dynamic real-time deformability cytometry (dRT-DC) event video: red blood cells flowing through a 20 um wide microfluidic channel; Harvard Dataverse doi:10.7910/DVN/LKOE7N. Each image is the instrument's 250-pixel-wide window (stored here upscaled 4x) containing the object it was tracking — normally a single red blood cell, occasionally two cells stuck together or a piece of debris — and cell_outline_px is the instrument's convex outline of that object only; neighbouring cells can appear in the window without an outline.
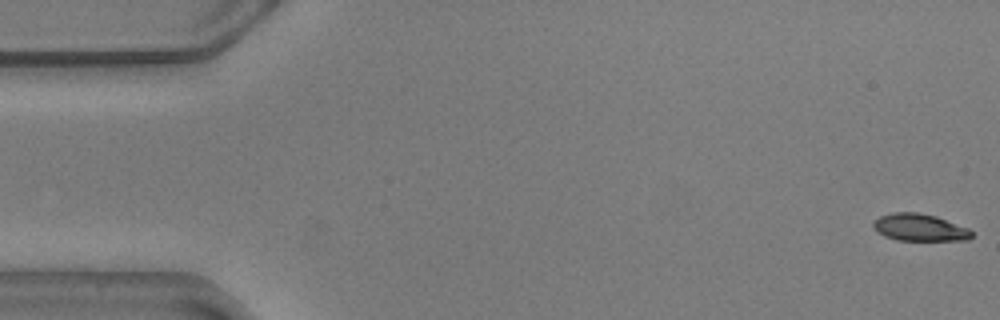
{"species": "common noctule bat (a hibernating species)", "species_latin": "Nyctalus noctula", "temperature_condition": "warm", "stored_images_in_passage": 56, "camera_frame_rate_fps": 3000, "um_per_image_px": 0.085, "animal": {"sex": "male", "body_mass_g": 20.5, "forearm_length_mm": 52.5}, "frame": {"image": 1, "passage_image": 1, "time_ms": 0.0, "image_size_px": [1000, 320], "cell_outline_px": [[972, 236], [968, 240], [896, 240], [884, 236], [872, 228], [872, 224], [880, 216], [892, 212], [916, 212], [936, 216], [968, 228], [972, 232]], "centroid_in_image_um": [78.14, 19.33], "position_along_channel_um": 6.9, "area_um2": 15.55}}
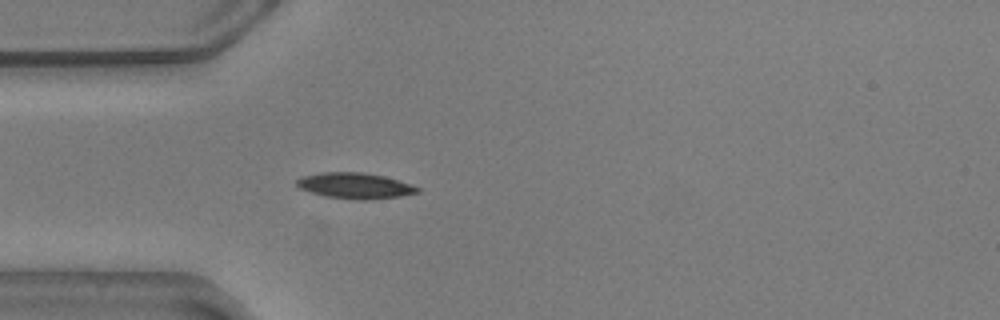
{"frame": {"image": 2, "passage_image": 16, "time_ms": 5.0, "image_size_px": [1000, 320], "cell_outline_px": [[420, 192], [400, 196], [368, 200], [364, 200], [324, 196], [300, 188], [296, 184], [296, 180], [300, 176], [320, 172], [364, 172], [384, 176], [420, 188]], "centroid_in_image_um": [30.14, 15.77], "position_along_channel_um": 54.9, "area_um2": 18.03}}
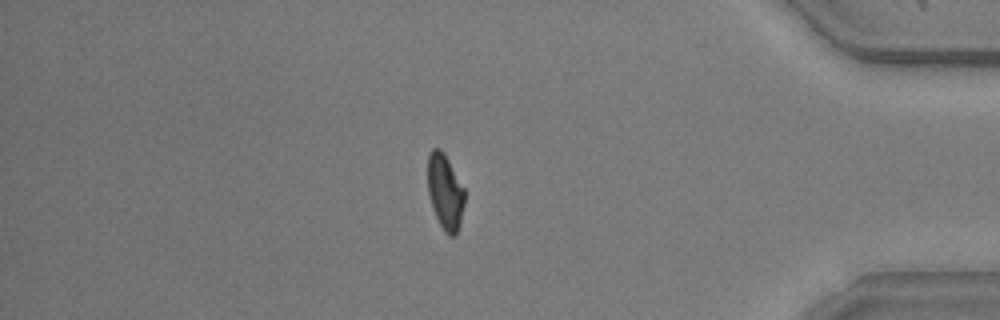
{"frame": {"image": 3, "passage_image": 48, "time_ms": 15.667, "image_size_px": [1000, 320], "cell_outline_px": [[464, 204], [460, 224], [456, 236], [448, 236], [444, 232], [432, 208], [428, 192], [428, 156], [432, 148], [440, 148], [444, 152], [464, 188]], "centroid_in_image_um": [37.83, 16.32], "position_along_channel_um": 397.4, "area_um2": 16.24}, "authors_computed_cell_mechanics": {"area_um2": 16.8487, "velocity_mm_per_s": 3.5887, "shape_relaxation_time_tau1_ms": 3.6084, "shape_relaxation_time_tau2_ms": 2.2717, "deformation_change_tau1": 0.1352, "deformation_change_tau2": 0.0868}}